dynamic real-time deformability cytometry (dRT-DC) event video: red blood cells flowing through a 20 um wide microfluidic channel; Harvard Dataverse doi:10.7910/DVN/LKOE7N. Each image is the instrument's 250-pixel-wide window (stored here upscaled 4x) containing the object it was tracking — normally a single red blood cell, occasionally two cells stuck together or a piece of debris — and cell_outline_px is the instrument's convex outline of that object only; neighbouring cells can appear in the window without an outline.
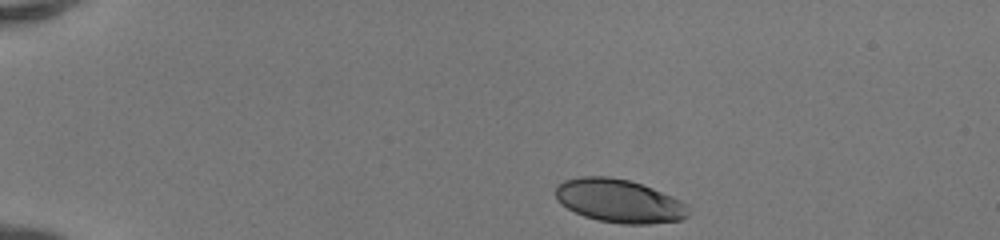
{"species": "human", "species_latin": "Homo sapiens", "temperature_condition": "room temperature", "stored_images_in_passage": 41, "camera_frame_rate_fps": 3000, "um_per_image_px": 0.085, "donor": {"sex": "female"}, "frame": {"image": 1, "passage_image": 1, "time_ms": 0.0, "image_size_px": [1000, 240], "cell_outline_px": [[688, 216], [680, 220], [648, 224], [620, 224], [596, 220], [584, 216], [560, 204], [556, 200], [556, 184], [564, 180], [580, 176], [608, 176], [628, 180], [652, 188], [672, 196], [680, 200], [684, 204], [688, 212]], "centroid_in_image_um": [52.58, 17.08], "position_along_channel_um": 32.4, "area_um2": 33.52}}
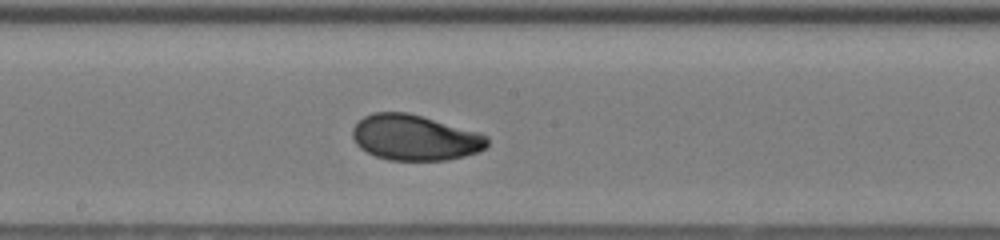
{"frame": {"image": 2, "passage_image": 20, "time_ms": 6.333, "image_size_px": [1000, 240], "cell_outline_px": [[488, 144], [480, 152], [464, 156], [444, 160], [388, 160], [376, 156], [360, 148], [356, 144], [352, 136], [352, 128], [364, 116], [372, 112], [408, 112], [480, 132], [488, 136]], "centroid_in_image_um": [35.27, 11.69], "position_along_channel_um": 212.9, "area_um2": 35.95}}
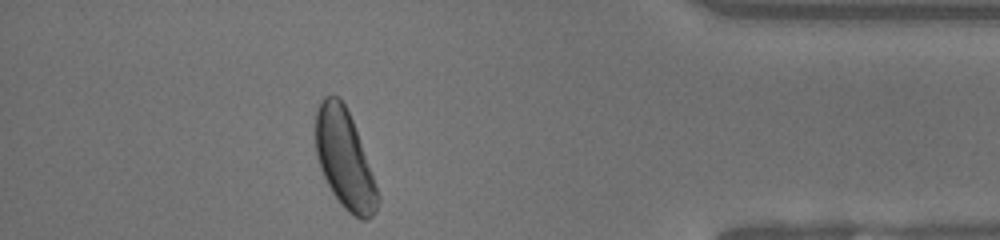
{"frame": {"image": 3, "passage_image": 36, "time_ms": 11.667, "image_size_px": [1000, 240], "cell_outline_px": [[380, 200], [376, 212], [368, 220], [360, 220], [348, 212], [340, 204], [332, 192], [320, 168], [316, 156], [316, 112], [324, 96], [340, 96], [352, 120], [380, 196]], "centroid_in_image_um": [29.29, 13.59], "position_along_channel_um": 405.9, "area_um2": 35.2}, "authors_computed_cell_mechanics": {"area_um2": 35.2002, "velocity_mm_per_s": 4.1953, "shape_relaxation_time_tau1_ms": 2.9493, "shape_relaxation_time_tau2_ms": 1.6997, "deformation_change_tau1": 0.1362, "deformation_change_tau2": 0.0616}}